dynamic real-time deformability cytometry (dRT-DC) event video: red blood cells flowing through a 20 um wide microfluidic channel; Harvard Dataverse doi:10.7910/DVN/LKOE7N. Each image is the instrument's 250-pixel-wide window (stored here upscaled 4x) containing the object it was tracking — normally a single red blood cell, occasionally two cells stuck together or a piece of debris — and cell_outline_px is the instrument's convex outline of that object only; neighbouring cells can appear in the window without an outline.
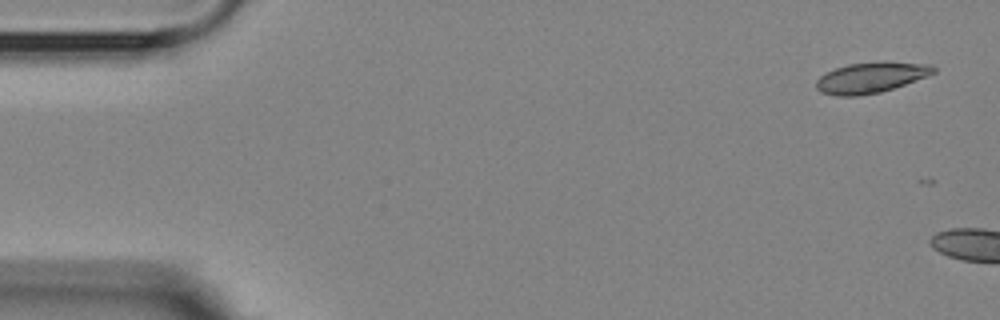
{"species": "Egyptian fruit bat (a non-hibernating species)", "species_latin": "Rousettus aegyptiacus", "temperature_condition": "room temperature", "stored_images_in_passage": 2, "camera_frame_rate_fps": 3000, "um_per_image_px": 0.085, "animal": {"sex": "female"}, "frame": {"image": 1, "passage_image": 1, "time_ms": 0.0, "image_size_px": [1000, 320], "cell_outline_px": [[936, 72], [928, 76], [880, 92], [856, 96], [836, 96], [820, 92], [816, 88], [816, 80], [820, 76], [836, 68], [848, 64], [880, 60], [884, 60], [932, 64], [936, 68]], "centroid_in_image_um": [74.06, 6.56], "position_along_channel_um": 10.9, "area_um2": 21.27}}